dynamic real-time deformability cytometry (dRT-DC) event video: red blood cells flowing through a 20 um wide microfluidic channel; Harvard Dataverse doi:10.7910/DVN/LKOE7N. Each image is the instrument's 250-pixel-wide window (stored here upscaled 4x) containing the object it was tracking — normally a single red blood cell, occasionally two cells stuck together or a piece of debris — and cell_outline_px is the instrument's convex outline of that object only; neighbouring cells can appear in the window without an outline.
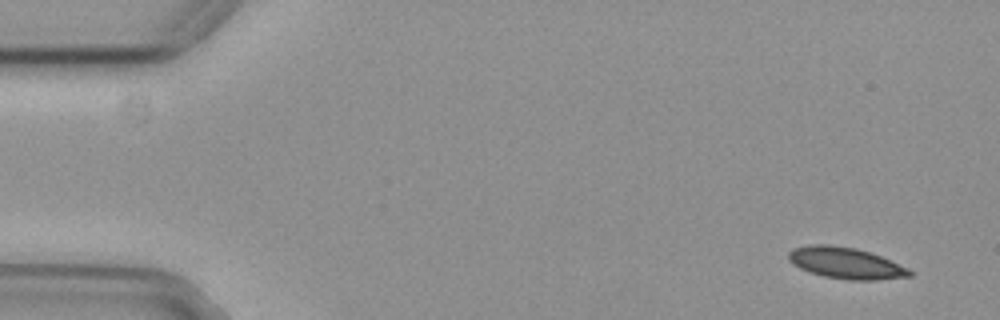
{"species": "common noctule bat (a hibernating species)", "species_latin": "Nyctalus noctula", "temperature_condition": "cold", "stored_images_in_passage": 53, "camera_frame_rate_fps": 3000, "um_per_image_px": 0.085, "animal": {"sex": "female", "body_mass_g": 29.2, "forearm_length_mm": 56.3}, "frame": {"image": 1, "passage_image": 1, "time_ms": 0.0, "image_size_px": [1000, 320], "cell_outline_px": [[912, 276], [876, 280], [848, 280], [824, 276], [800, 268], [792, 264], [788, 260], [788, 252], [792, 248], [808, 244], [832, 244], [856, 248], [880, 256], [908, 268], [912, 272]], "centroid_in_image_um": [71.85, 22.35], "position_along_channel_um": 13.2, "area_um2": 22.14}}
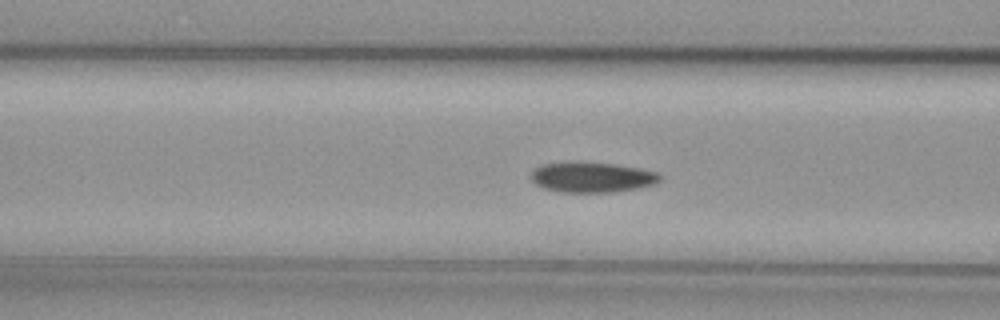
{"frame": {"image": 2, "passage_image": 19, "time_ms": 6.0, "image_size_px": [1000, 320], "cell_outline_px": [[664, 176], [656, 184], [636, 188], [612, 192], [560, 192], [544, 188], [536, 184], [532, 180], [532, 172], [540, 164], [572, 160], [580, 160], [616, 164], [640, 168], [660, 172]], "centroid_in_image_um": [50.35, 15.03], "position_along_channel_um": 116.3, "area_um2": 23.41}}
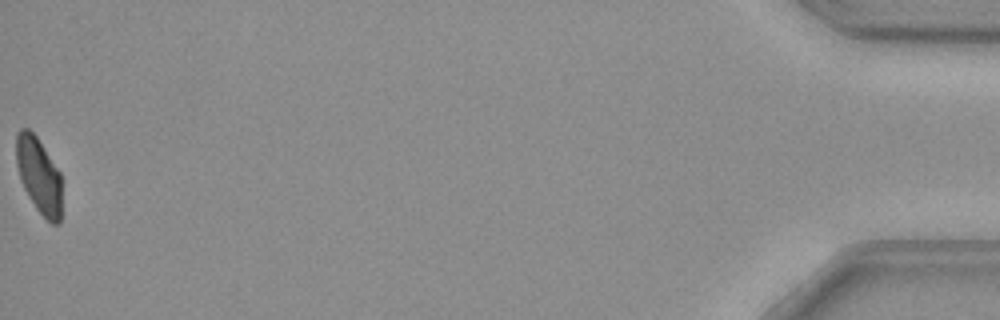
{"frame": {"image": 3, "passage_image": 53, "time_ms": 17.333, "image_size_px": [1000, 320], "cell_outline_px": [[60, 224], [52, 224], [36, 208], [28, 196], [20, 180], [16, 164], [16, 132], [20, 128], [28, 128], [36, 136], [60, 172]], "centroid_in_image_um": [3.27, 14.88], "position_along_channel_um": 431.9, "area_um2": 19.94}, "authors_computed_cell_mechanics": {"area_um2": 22.6576, "velocity_mm_per_s": 3.7311, "shape_relaxation_time_tau1_ms": 7.6012, "shape_relaxation_time_tau2_ms": null, "deformation_change_tau1": 0.1482, "deformation_change_tau2": null}}